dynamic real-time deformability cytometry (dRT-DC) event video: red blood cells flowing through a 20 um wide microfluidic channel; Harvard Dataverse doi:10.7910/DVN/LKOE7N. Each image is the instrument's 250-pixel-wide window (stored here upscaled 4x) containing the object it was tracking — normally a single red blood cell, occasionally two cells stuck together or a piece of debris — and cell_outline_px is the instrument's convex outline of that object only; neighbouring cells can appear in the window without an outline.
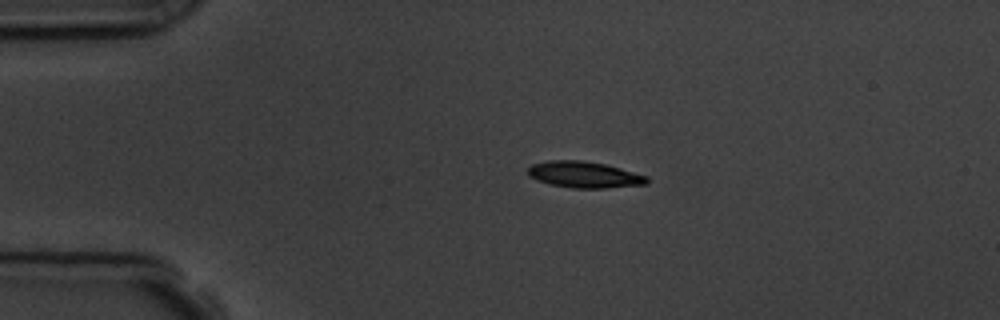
{"species": "common noctule bat (a hibernating species)", "species_latin": "Nyctalus noctula", "temperature_condition": "room temperature", "stored_images_in_passage": 3, "camera_frame_rate_fps": 3000, "um_per_image_px": 0.085, "animal": {"sex": "male", "body_mass_g": 19.5, "forearm_length_mm": 54.6}, "frame": {"image": 1, "passage_image": 2, "time_ms": 1.333, "image_size_px": [1000, 320], "cell_outline_px": [[648, 184], [608, 188], [572, 188], [548, 184], [536, 180], [528, 176], [528, 168], [532, 164], [548, 160], [580, 160], [604, 164], [620, 168], [648, 176]], "centroid_in_image_um": [49.64, 14.85], "position_along_channel_um": 35.4, "area_um2": 18.38}}